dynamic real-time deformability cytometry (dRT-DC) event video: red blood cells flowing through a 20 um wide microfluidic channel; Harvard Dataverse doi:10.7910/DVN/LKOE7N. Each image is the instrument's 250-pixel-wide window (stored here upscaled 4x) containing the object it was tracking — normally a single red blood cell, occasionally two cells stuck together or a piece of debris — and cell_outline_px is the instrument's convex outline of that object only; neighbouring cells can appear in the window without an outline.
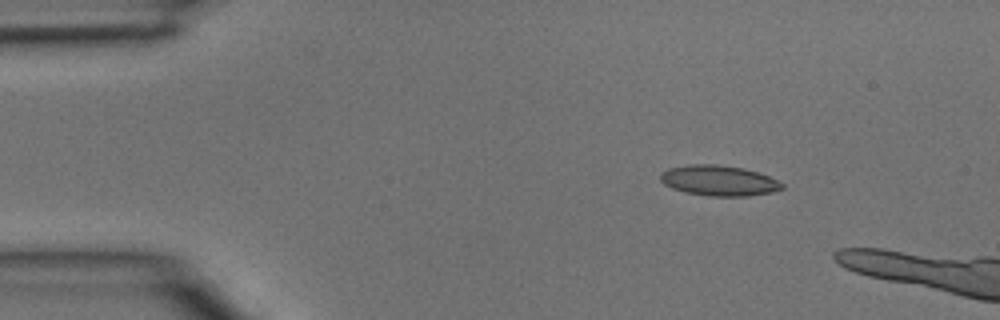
{"species": "common noctule bat (a hibernating species)", "species_latin": "Nyctalus noctula", "temperature_condition": "room temperature", "stored_images_in_passage": 4, "camera_frame_rate_fps": 3000, "um_per_image_px": 0.085, "animal": {"sex": "male", "body_mass_g": 15.6}, "frame": {"image": 1, "passage_image": 2, "time_ms": 0.333, "image_size_px": [1000, 320], "cell_outline_px": [[784, 188], [772, 192], [748, 196], [712, 196], [684, 192], [672, 188], [664, 184], [660, 180], [660, 172], [668, 168], [688, 164], [716, 164], [744, 168], [768, 176], [784, 184]], "centroid_in_image_um": [61.07, 15.34], "position_along_channel_um": 23.9, "area_um2": 21.62}}